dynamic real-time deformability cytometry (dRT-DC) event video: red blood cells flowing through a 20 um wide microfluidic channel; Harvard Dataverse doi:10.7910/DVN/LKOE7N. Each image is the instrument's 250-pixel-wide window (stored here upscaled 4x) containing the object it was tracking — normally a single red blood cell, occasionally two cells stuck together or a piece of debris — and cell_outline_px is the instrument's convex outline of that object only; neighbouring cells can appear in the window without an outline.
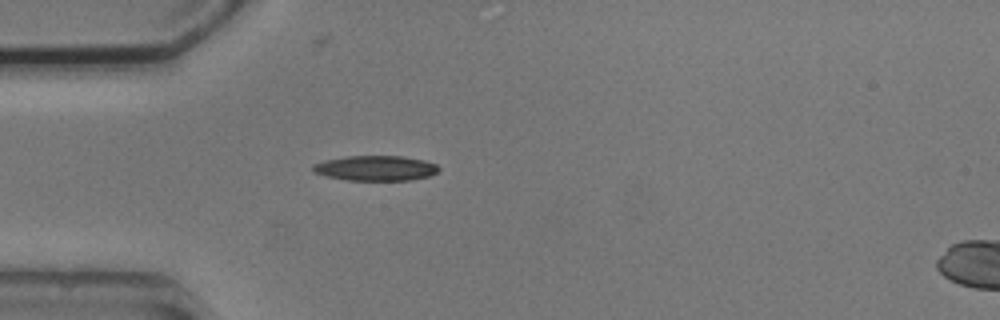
{"species": "common noctule bat (a hibernating species)", "species_latin": "Nyctalus noctula", "temperature_condition": "cold", "stored_images_in_passage": 5, "camera_frame_rate_fps": 3000, "um_per_image_px": 0.085, "animal": {"sex": "male", "body_mass_g": 20.5, "forearm_length_mm": 52.5}, "frame": {"image": 1, "passage_image": 5, "time_ms": 5.0, "image_size_px": [1000, 320], "cell_outline_px": [[440, 172], [428, 176], [412, 180], [348, 180], [324, 176], [312, 172], [312, 164], [324, 160], [344, 156], [404, 156], [424, 160], [436, 164], [440, 168]], "centroid_in_image_um": [31.91, 14.29], "position_along_channel_um": 53.1, "area_um2": 18.67}}